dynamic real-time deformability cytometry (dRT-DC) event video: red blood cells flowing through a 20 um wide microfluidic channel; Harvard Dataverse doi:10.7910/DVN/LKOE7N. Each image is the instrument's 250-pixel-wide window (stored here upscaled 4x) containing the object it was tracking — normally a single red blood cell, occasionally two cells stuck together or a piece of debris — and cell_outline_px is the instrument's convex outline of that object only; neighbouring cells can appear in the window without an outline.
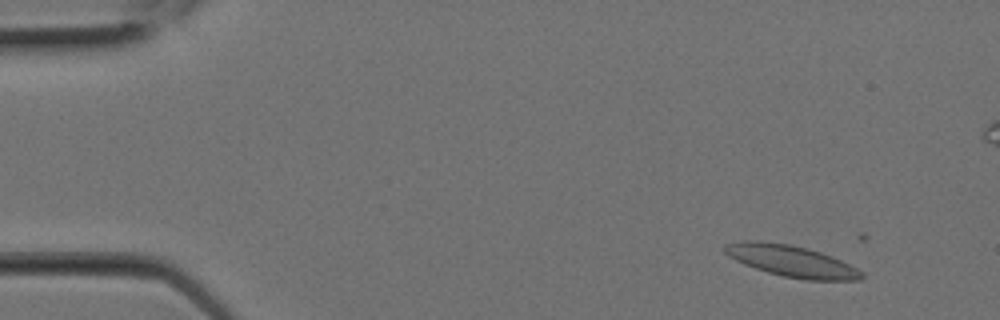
{"species": "Egyptian fruit bat (a non-hibernating species)", "species_latin": "Rousettus aegyptiacus", "temperature_condition": "room temperature", "stored_images_in_passage": 2, "camera_frame_rate_fps": 3000, "um_per_image_px": 0.085, "animal": {"sex": "female"}, "frame": {"image": 1, "passage_image": 1, "time_ms": 0.0, "image_size_px": [1000, 320], "cell_outline_px": [[864, 276], [860, 280], [808, 280], [784, 276], [768, 272], [744, 264], [728, 256], [724, 252], [724, 244], [740, 240], [760, 240], [792, 244], [808, 248], [832, 256], [864, 272]], "centroid_in_image_um": [67.25, 22.16], "position_along_channel_um": 17.8, "area_um2": 25.2}}